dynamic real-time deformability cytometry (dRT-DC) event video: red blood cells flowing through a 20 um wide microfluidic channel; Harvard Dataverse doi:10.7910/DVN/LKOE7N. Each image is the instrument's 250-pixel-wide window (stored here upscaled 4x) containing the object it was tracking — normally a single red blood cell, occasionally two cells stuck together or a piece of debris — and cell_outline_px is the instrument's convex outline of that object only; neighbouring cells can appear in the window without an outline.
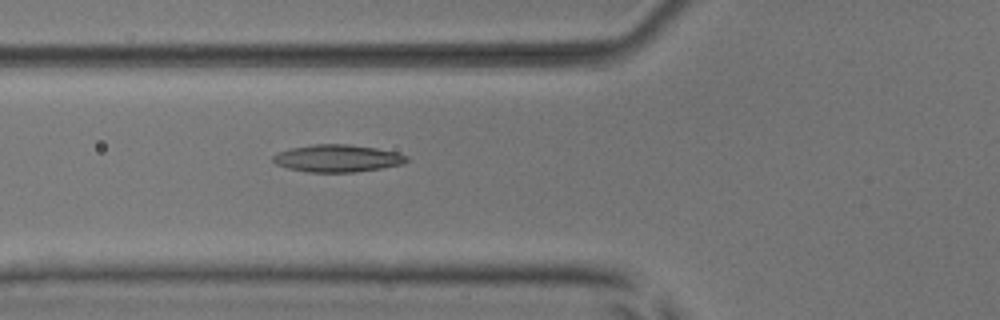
{"species": "common noctule bat (a hibernating species)", "species_latin": "Nyctalus noctula", "temperature_condition": "room temperature", "stored_images_in_passage": 6, "camera_frame_rate_fps": 3000, "um_per_image_px": 0.085, "animal": {"sex": "male", "body_mass_g": 17.9, "forearm_length_mm": 54.2}, "frame": {"image": 1, "passage_image": 6, "time_ms": 6.0, "image_size_px": [1000, 320], "cell_outline_px": [[408, 160], [400, 164], [380, 168], [352, 172], [308, 172], [288, 168], [276, 164], [272, 160], [272, 156], [276, 152], [288, 148], [316, 144], [348, 144], [376, 148], [400, 152], [408, 156]], "centroid_in_image_um": [28.65, 13.44], "position_along_channel_um": 97.2, "area_um2": 21.33}}